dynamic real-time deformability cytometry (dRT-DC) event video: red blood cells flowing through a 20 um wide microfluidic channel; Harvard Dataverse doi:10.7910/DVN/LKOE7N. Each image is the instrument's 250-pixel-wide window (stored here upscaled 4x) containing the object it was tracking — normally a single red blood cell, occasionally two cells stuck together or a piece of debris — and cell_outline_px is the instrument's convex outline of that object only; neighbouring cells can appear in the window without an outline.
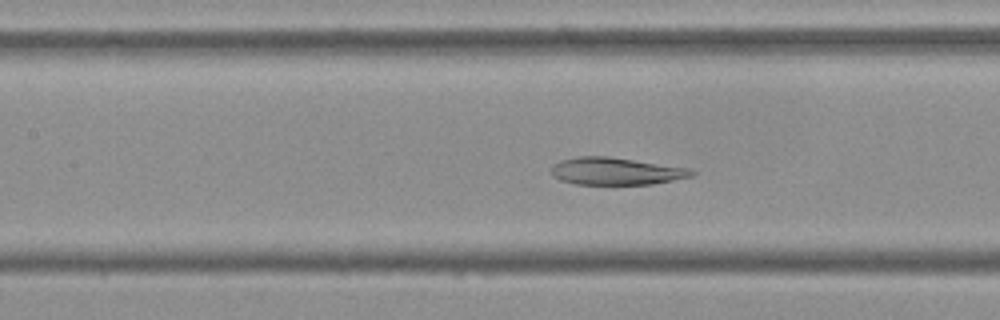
{"species": "Egyptian fruit bat (a non-hibernating species)", "species_latin": "Rousettus aegyptiacus", "temperature_condition": "cold", "stored_images_in_passage": 52, "camera_frame_rate_fps": 3000, "um_per_image_px": 0.085, "frame": {"image": 1, "passage_image": 22, "time_ms": 7.0, "image_size_px": [1000, 320], "cell_outline_px": [[696, 176], [652, 184], [576, 184], [560, 180], [552, 176], [548, 172], [548, 168], [560, 160], [576, 156], [608, 156], [688, 168], [696, 172]], "centroid_in_image_um": [52.3, 14.55], "position_along_channel_um": 155.1, "area_um2": 22.6}}
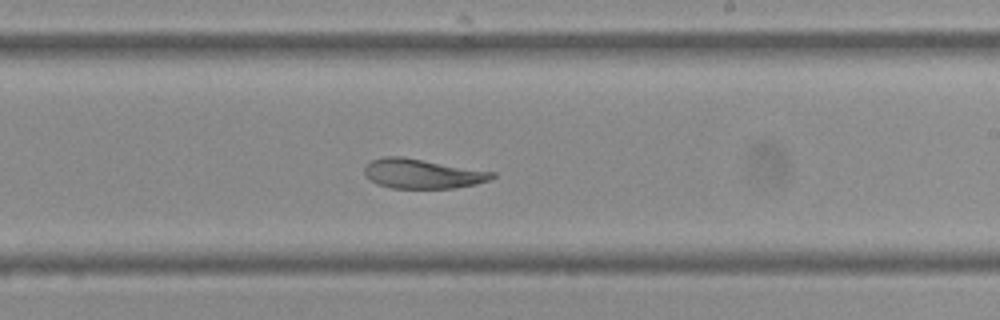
{"frame": {"image": 2, "passage_image": 30, "time_ms": 9.667, "image_size_px": [1000, 320], "cell_outline_px": [[496, 176], [488, 180], [476, 184], [456, 188], [392, 188], [376, 184], [364, 176], [364, 168], [372, 160], [384, 156], [400, 156], [496, 172]], "centroid_in_image_um": [35.89, 14.77], "position_along_channel_um": 253.1, "area_um2": 22.02}}
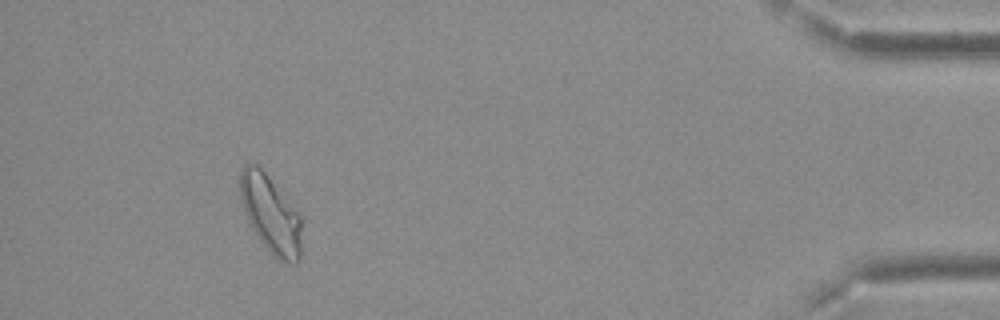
{"frame": {"image": 3, "passage_image": 48, "time_ms": 15.667, "image_size_px": [1000, 320], "cell_outline_px": [[304, 220], [300, 256], [296, 264], [292, 264], [280, 260], [260, 240], [252, 228], [244, 212], [240, 196], [240, 168], [244, 164], [256, 164], [264, 172]], "centroid_in_image_um": [23.03, 18.22], "position_along_channel_um": 412.2, "area_um2": 27.63}, "authors_computed_cell_mechanics": {"area_um2": 24.7673, "velocity_mm_per_s": 3.6846, "shape_relaxation_time_tau1_ms": 8.8946, "shape_relaxation_time_tau2_ms": 6.2378, "deformation_change_tau1": 0.176, "deformation_change_tau2": 0.0996}}